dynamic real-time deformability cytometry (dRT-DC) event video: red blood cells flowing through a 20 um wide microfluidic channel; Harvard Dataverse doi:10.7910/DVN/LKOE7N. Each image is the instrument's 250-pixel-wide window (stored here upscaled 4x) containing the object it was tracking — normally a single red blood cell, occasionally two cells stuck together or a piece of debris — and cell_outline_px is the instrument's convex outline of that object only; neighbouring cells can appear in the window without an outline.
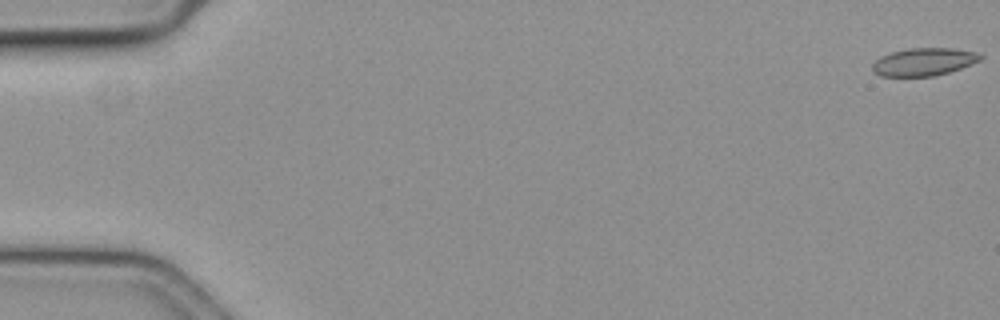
{"species": "common noctule bat (a hibernating species)", "species_latin": "Nyctalus noctula", "temperature_condition": "cold", "stored_images_in_passage": 10, "camera_frame_rate_fps": 3000, "um_per_image_px": 0.085, "animal": {"sex": "female", "body_mass_g": 19.3, "forearm_length_mm": 54.1}, "frame": {"image": 1, "passage_image": 1, "time_ms": 0.0, "image_size_px": [1000, 320], "cell_outline_px": [[984, 56], [980, 60], [960, 68], [948, 72], [932, 76], [880, 76], [872, 72], [872, 64], [880, 56], [892, 52], [908, 48], [952, 48], [976, 52]], "centroid_in_image_um": [78.49, 5.25], "position_along_channel_um": 6.5, "area_um2": 17.4}}